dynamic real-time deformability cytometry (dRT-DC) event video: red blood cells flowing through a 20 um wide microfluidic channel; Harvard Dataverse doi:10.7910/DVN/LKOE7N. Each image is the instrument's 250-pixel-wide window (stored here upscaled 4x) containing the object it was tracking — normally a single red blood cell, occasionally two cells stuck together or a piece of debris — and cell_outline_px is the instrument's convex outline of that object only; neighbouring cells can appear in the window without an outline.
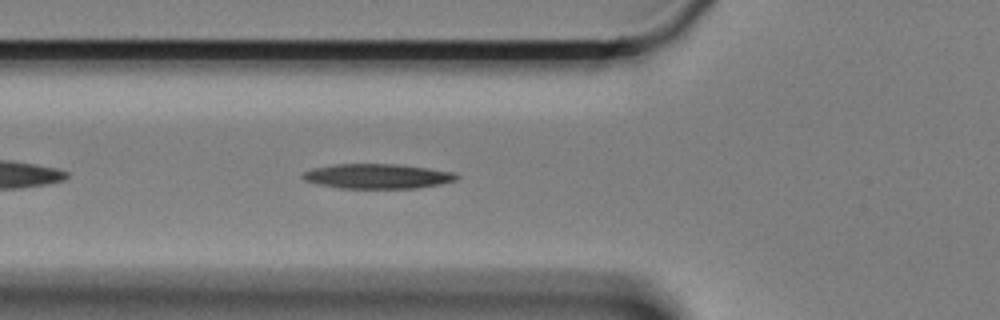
{"species": "Egyptian fruit bat (a non-hibernating species)", "species_latin": "Rousettus aegyptiacus", "temperature_condition": "cold", "stored_images_in_passage": 46, "camera_frame_rate_fps": 3000, "um_per_image_px": 0.085, "animal": {"sex": "female"}, "frame": {"image": 1, "passage_image": 6, "time_ms": 1.667, "image_size_px": [1000, 320], "cell_outline_px": [[460, 176], [456, 180], [440, 184], [416, 188], [340, 188], [316, 184], [304, 180], [300, 176], [304, 172], [312, 168], [332, 164], [400, 164], [428, 168], [452, 172]], "centroid_in_image_um": [32.04, 14.97], "position_along_channel_um": 93.8, "area_um2": 22.31}}
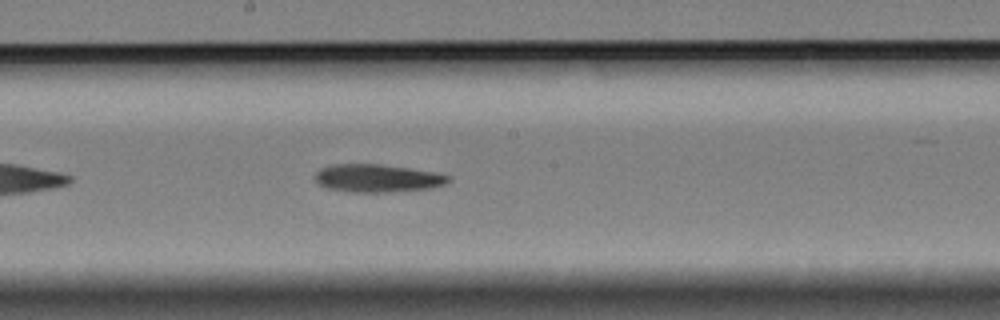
{"frame": {"image": 2, "passage_image": 17, "time_ms": 5.333, "image_size_px": [1000, 320], "cell_outline_px": [[452, 180], [444, 184], [432, 188], [388, 192], [344, 192], [324, 188], [316, 184], [312, 176], [320, 168], [328, 164], [380, 164], [436, 172], [452, 176]], "centroid_in_image_um": [32.0, 15.15], "position_along_channel_um": 216.2, "area_um2": 22.25}}
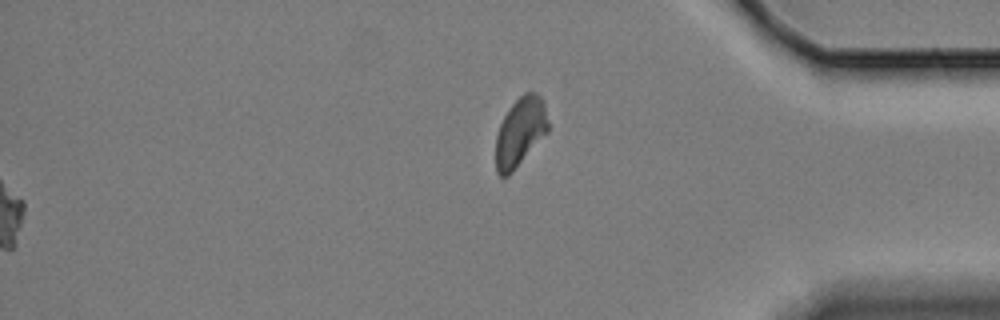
{"frame": {"image": 3, "passage_image": 46, "time_ms": 15.0, "image_size_px": [1000, 320], "cell_outline_px": [[548, 132], [512, 172], [508, 176], [500, 176], [496, 172], [496, 136], [500, 124], [504, 116], [512, 104], [524, 92], [536, 92], [540, 96], [544, 104], [548, 124]], "centroid_in_image_um": [44.21, 11.21], "position_along_channel_um": 391.0, "area_um2": 20.81}, "authors_computed_cell_mechanics": {"area_um2": 21.5594, "velocity_mm_per_s": 3.3208, "shape_relaxation_time_tau1_ms": 10.1321, "shape_relaxation_time_tau2_ms": null, "deformation_change_tau1": 0.2148, "deformation_change_tau2": null}}